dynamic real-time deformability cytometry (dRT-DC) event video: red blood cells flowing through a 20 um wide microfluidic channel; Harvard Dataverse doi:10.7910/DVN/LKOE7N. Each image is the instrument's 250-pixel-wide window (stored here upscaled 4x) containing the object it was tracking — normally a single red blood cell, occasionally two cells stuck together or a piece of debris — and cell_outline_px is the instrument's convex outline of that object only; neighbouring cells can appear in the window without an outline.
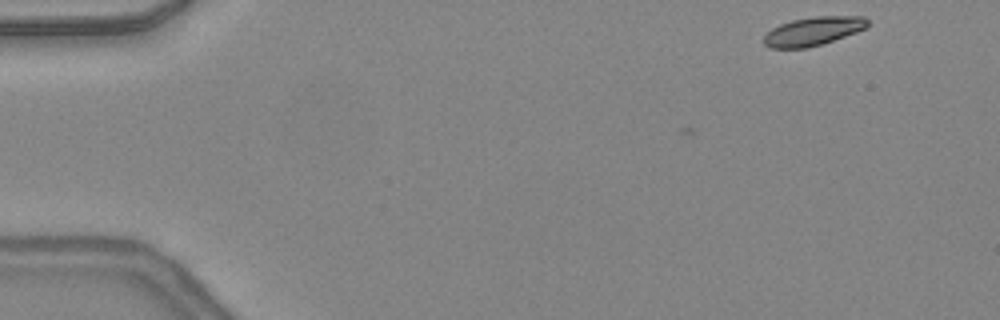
{"species": "common noctule bat (a hibernating species)", "species_latin": "Nyctalus noctula", "temperature_condition": "warm", "stored_images_in_passage": 4, "camera_frame_rate_fps": 3000, "um_per_image_px": 0.085, "animal": {"sex": "female", "body_mass_g": 24.6, "forearm_length_mm": 56.2}, "frame": {"image": 1, "passage_image": 1, "time_ms": 0.0, "image_size_px": [1000, 320], "cell_outline_px": [[868, 24], [864, 28], [856, 32], [808, 48], [772, 48], [764, 44], [764, 36], [772, 28], [780, 24], [792, 20], [816, 16], [864, 16], [868, 20]], "centroid_in_image_um": [69.1, 2.64], "position_along_channel_um": 15.9, "area_um2": 17.05}}